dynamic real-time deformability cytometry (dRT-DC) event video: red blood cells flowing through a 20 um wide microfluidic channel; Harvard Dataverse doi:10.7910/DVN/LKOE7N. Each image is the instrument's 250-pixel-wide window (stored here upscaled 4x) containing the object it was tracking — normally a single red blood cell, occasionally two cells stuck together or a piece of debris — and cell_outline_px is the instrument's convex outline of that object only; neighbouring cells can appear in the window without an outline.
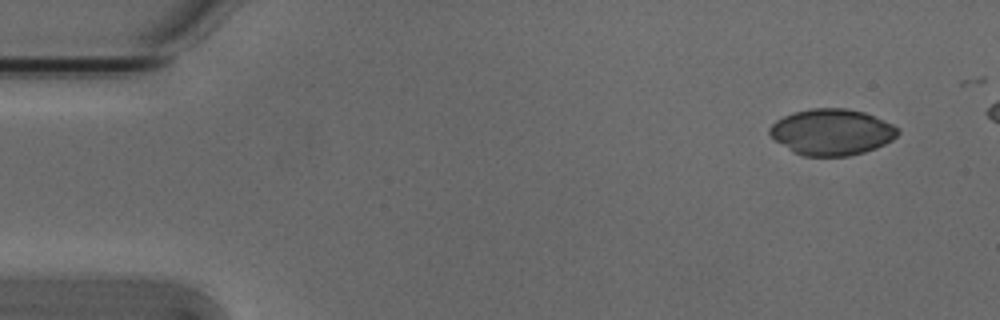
{"species": "Egyptian fruit bat (a non-hibernating species)", "species_latin": "Rousettus aegyptiacus", "temperature_condition": "cold", "stored_images_in_passage": 5, "segment_of_instrument_passage": [1, 2], "camera_frame_rate_fps": 3000, "um_per_image_px": 0.085, "animal": {"sex": "male"}, "frame": {"image": 1, "passage_image": 1, "time_ms": 0.0, "image_size_px": [1000, 320], "cell_outline_px": [[900, 132], [892, 140], [876, 148], [864, 152], [848, 156], [804, 156], [792, 152], [776, 140], [768, 132], [768, 128], [776, 120], [792, 112], [812, 108], [844, 108], [864, 112], [892, 124], [900, 128]], "centroid_in_image_um": [70.69, 11.22], "position_along_channel_um": 14.3, "area_um2": 34.51}}